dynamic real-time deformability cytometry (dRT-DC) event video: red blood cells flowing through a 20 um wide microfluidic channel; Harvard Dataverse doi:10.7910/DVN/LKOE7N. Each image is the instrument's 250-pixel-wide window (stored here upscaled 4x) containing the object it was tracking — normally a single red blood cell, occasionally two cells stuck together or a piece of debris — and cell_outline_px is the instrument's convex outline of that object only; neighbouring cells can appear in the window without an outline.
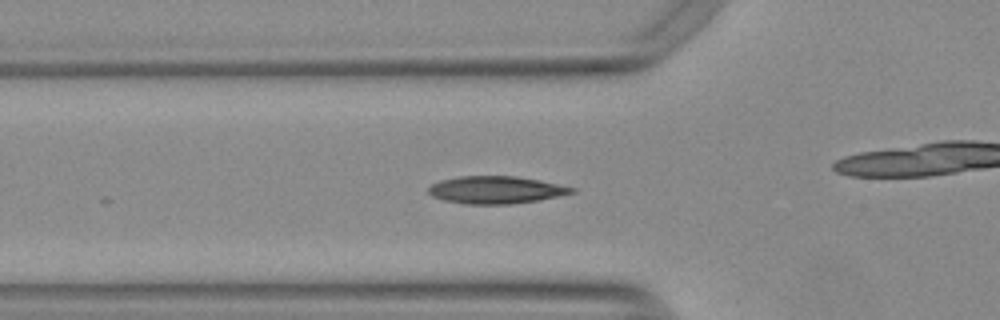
{"species": "Egyptian fruit bat (a non-hibernating species)", "species_latin": "Rousettus aegyptiacus", "temperature_condition": "warm", "stored_images_in_passage": 17, "camera_frame_rate_fps": 3000, "um_per_image_px": 0.085, "animal": {"sex": "female"}, "frame": {"image": 1, "passage_image": 3, "time_ms": 0.667, "image_size_px": [1000, 320], "cell_outline_px": [[576, 192], [536, 200], [508, 204], [464, 204], [444, 200], [432, 196], [428, 192], [428, 188], [432, 184], [440, 180], [460, 176], [516, 176], [540, 180], [576, 188]], "centroid_in_image_um": [42.12, 16.13], "position_along_channel_um": 83.7, "area_um2": 22.77}}
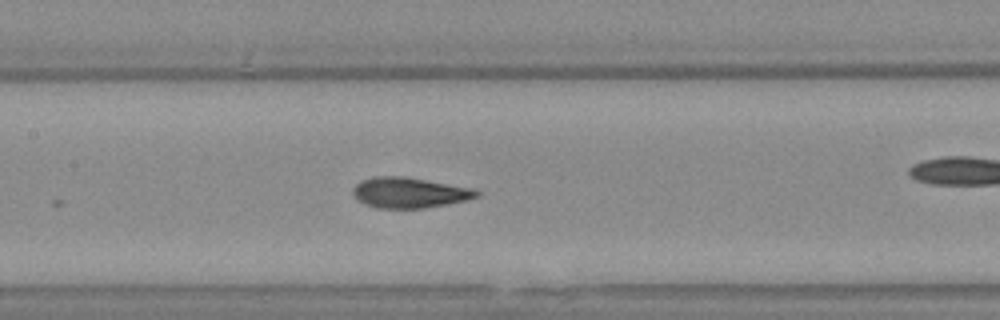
{"frame": {"image": 2, "passage_image": 10, "time_ms": 3.0, "image_size_px": [1000, 320], "cell_outline_px": [[480, 196], [464, 200], [424, 208], [376, 208], [364, 204], [352, 192], [352, 188], [360, 180], [372, 176], [404, 176], [472, 188], [480, 192]], "centroid_in_image_um": [34.75, 16.36], "position_along_channel_um": 172.6, "area_um2": 21.85}}
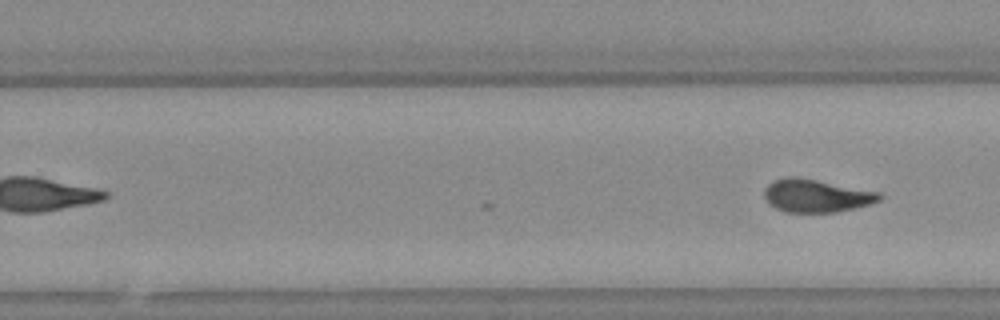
{"frame": {"image": 3, "passage_image": 17, "time_ms": 5.333, "image_size_px": [1000, 320], "cell_outline_px": [[884, 196], [880, 200], [868, 204], [836, 212], [788, 212], [776, 208], [768, 204], [764, 196], [764, 188], [772, 180], [788, 176], [796, 176], [880, 192]], "centroid_in_image_um": [69.34, 16.62], "position_along_channel_um": 260.5, "area_um2": 22.08}}